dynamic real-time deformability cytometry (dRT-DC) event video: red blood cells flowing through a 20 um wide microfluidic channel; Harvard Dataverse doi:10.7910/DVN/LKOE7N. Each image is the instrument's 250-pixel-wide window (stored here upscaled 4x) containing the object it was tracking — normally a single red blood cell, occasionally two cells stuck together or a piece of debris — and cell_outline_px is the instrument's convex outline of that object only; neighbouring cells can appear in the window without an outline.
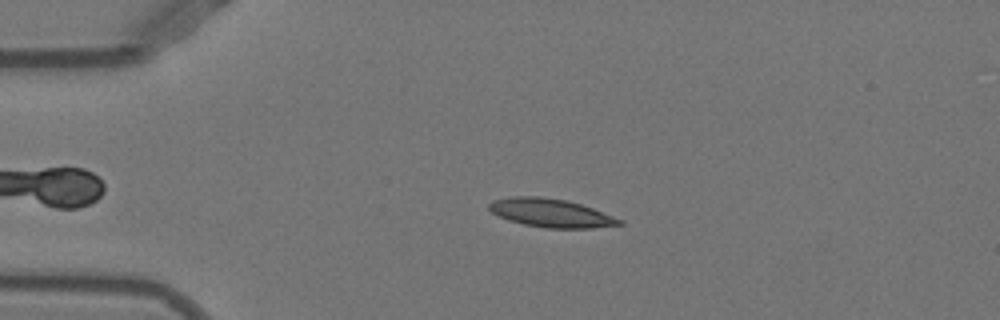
{"species": "Egyptian fruit bat (a non-hibernating species)", "species_latin": "Rousettus aegyptiacus", "temperature_condition": "warm", "stored_images_in_passage": 43, "camera_frame_rate_fps": 3000, "um_per_image_px": 0.085, "animal": {"sex": "female"}, "frame": {"image": 1, "passage_image": 9, "time_ms": 2.667, "image_size_px": [1000, 320], "cell_outline_px": [[624, 224], [592, 228], [548, 228], [524, 224], [508, 220], [492, 212], [488, 208], [488, 204], [492, 200], [512, 196], [540, 196], [568, 200], [592, 208], [624, 220]], "centroid_in_image_um": [46.83, 18.09], "position_along_channel_um": 38.2, "area_um2": 21.62}}
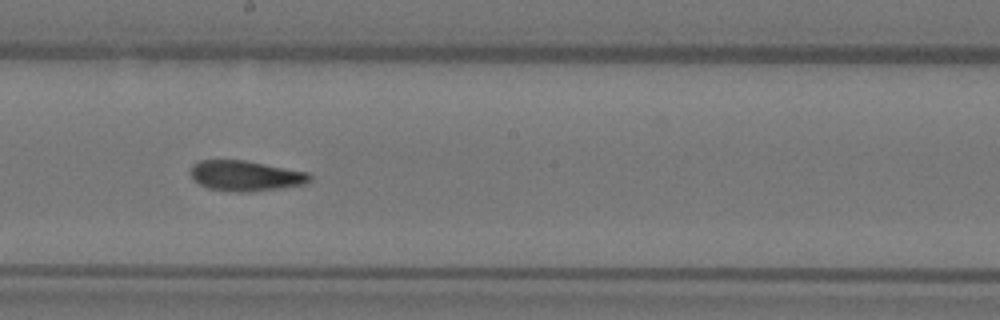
{"frame": {"image": 2, "passage_image": 26, "time_ms": 8.333, "image_size_px": [1000, 320], "cell_outline_px": [[312, 180], [308, 184], [252, 192], [232, 192], [208, 188], [192, 180], [188, 172], [192, 164], [200, 160], [244, 160], [308, 172], [312, 176]], "centroid_in_image_um": [20.86, 14.95], "position_along_channel_um": 227.3, "area_um2": 21.5}}
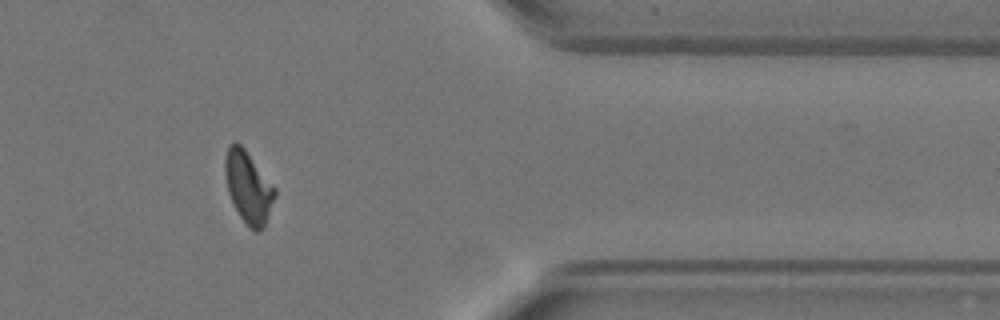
{"frame": {"image": 3, "passage_image": 40, "time_ms": 13.0, "image_size_px": [1000, 320], "cell_outline_px": [[276, 196], [264, 224], [256, 232], [248, 228], [240, 216], [228, 192], [224, 172], [224, 160], [228, 144], [236, 140], [244, 148], [276, 188]], "centroid_in_image_um": [21.08, 15.86], "position_along_channel_um": 390.3, "area_um2": 20.69}, "authors_computed_cell_mechanics": {"area_um2": 21.0392, "velocity_mm_per_s": 3.9362, "shape_relaxation_time_tau1_ms": 6.9823, "shape_relaxation_time_tau2_ms": 2.4232, "deformation_change_tau1": 0.2103, "deformation_change_tau2": 0.0944}}